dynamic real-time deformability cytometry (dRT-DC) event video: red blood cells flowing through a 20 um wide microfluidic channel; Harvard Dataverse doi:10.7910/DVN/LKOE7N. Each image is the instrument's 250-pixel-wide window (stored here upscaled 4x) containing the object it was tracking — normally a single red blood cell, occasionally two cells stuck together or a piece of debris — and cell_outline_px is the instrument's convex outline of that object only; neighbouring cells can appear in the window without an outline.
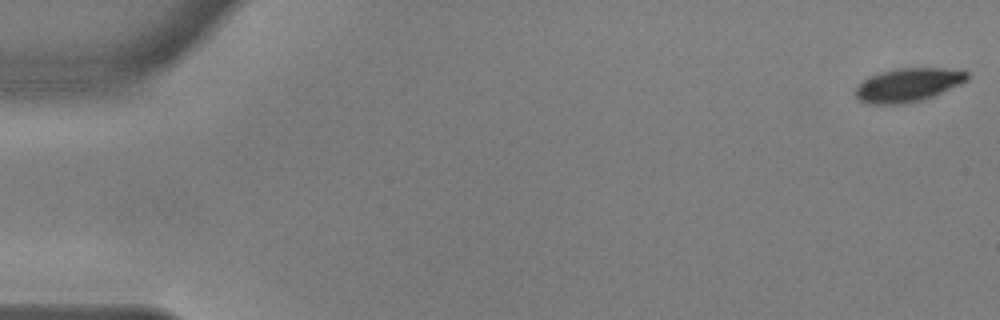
{"species": "common noctule bat (a hibernating species)", "species_latin": "Nyctalus noctula", "temperature_condition": "warm", "stored_images_in_passage": 56, "camera_frame_rate_fps": 3000, "um_per_image_px": 0.085, "animal": {"sex": "male", "body_mass_g": 17.9, "forearm_length_mm": 54.2}, "frame": {"image": 1, "passage_image": 1, "time_ms": 0.0, "image_size_px": [1000, 320], "cell_outline_px": [[968, 80], [960, 84], [932, 96], [920, 100], [904, 104], [868, 104], [860, 100], [856, 96], [856, 88], [868, 76], [880, 72], [896, 68], [964, 68], [968, 72]], "centroid_in_image_um": [77.22, 7.2], "position_along_channel_um": 7.8, "area_um2": 21.96}}
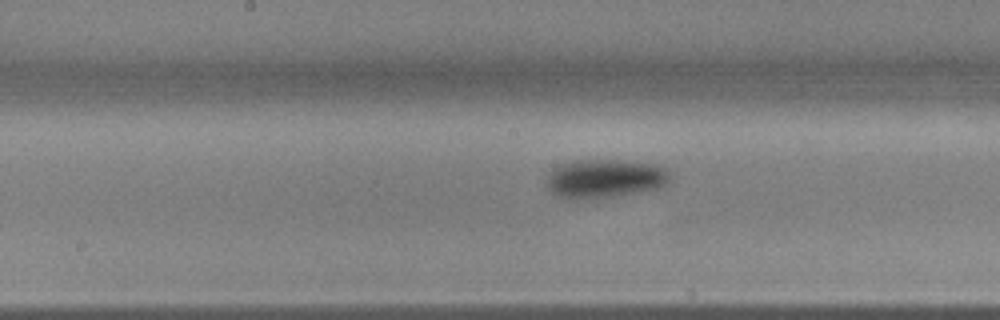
{"frame": {"image": 2, "passage_image": 29, "time_ms": 9.333, "image_size_px": [1000, 320], "cell_outline_px": [[672, 180], [660, 188], [612, 196], [556, 196], [544, 184], [552, 168], [560, 164], [576, 160], [616, 160], [652, 164], [664, 168], [668, 172]], "centroid_in_image_um": [51.42, 15.13], "position_along_channel_um": 196.8, "area_um2": 27.05}}
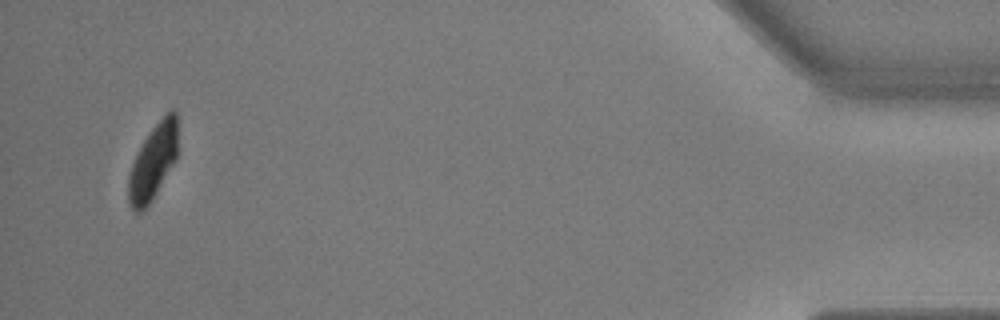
{"frame": {"image": 3, "passage_image": 54, "time_ms": 17.667, "image_size_px": [1000, 320], "cell_outline_px": [[176, 160], [152, 200], [140, 212], [136, 212], [132, 208], [128, 200], [128, 176], [132, 164], [144, 140], [152, 128], [172, 108], [176, 112]], "centroid_in_image_um": [12.99, 13.8], "position_along_channel_um": 422.2, "area_um2": 21.1}, "authors_computed_cell_mechanics": {"area_um2": 25.432, "velocity_mm_per_s": 3.6181, "shape_relaxation_time_tau1_ms": 2.8584, "shape_relaxation_time_tau2_ms": 4.2878, "deformation_change_tau1": 0.1299, "deformation_change_tau2": 0.0347}}